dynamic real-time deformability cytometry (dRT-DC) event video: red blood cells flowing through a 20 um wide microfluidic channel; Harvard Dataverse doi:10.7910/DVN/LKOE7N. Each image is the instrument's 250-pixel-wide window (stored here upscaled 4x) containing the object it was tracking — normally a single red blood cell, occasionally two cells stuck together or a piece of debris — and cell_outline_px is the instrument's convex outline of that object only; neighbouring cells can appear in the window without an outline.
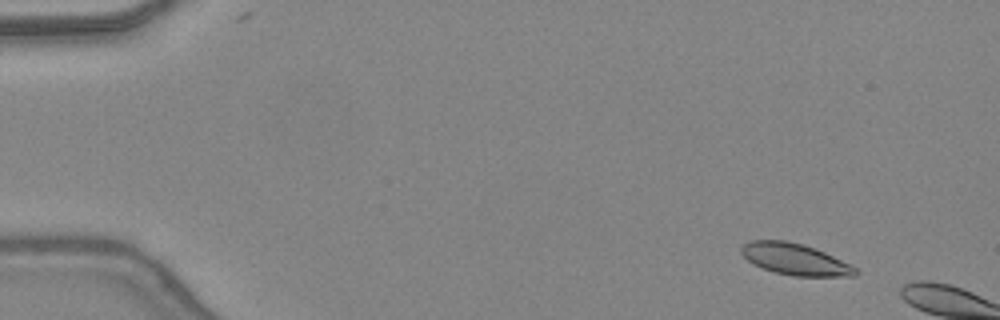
{"species": "common noctule bat (a hibernating species)", "species_latin": "Nyctalus noctula", "temperature_condition": "warm", "stored_images_in_passage": 8, "camera_frame_rate_fps": 3000, "um_per_image_px": 0.085, "animal": {"sex": "female", "body_mass_g": 24.6, "forearm_length_mm": 56.2}, "frame": {"image": 1, "passage_image": 5, "time_ms": 1.333, "image_size_px": [1000, 320], "cell_outline_px": [[860, 272], [856, 276], [792, 276], [776, 272], [752, 264], [740, 252], [740, 248], [744, 244], [752, 240], [784, 240], [804, 244], [824, 252], [856, 268]], "centroid_in_image_um": [67.56, 22.03], "position_along_channel_um": 17.4, "area_um2": 20.75}}